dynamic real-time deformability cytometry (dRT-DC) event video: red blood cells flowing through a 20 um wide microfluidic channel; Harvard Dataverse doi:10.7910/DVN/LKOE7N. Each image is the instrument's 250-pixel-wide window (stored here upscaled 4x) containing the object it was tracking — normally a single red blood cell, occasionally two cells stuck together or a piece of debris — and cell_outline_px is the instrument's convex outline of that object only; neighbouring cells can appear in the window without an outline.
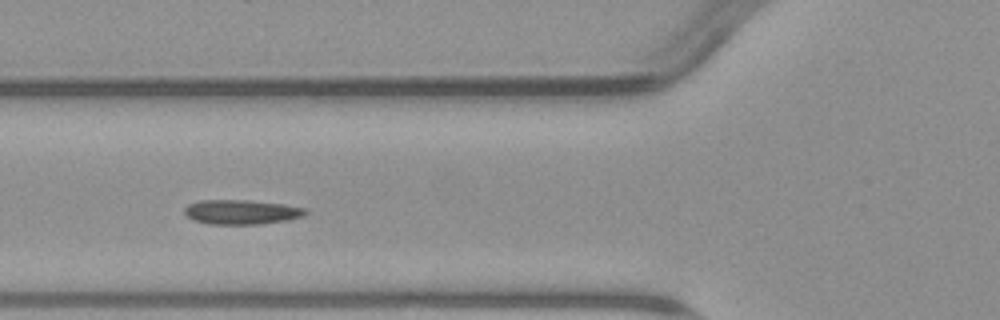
{"species": "common noctule bat (a hibernating species)", "species_latin": "Nyctalus noctula", "temperature_condition": "warm", "stored_images_in_passage": 5, "camera_frame_rate_fps": 3000, "um_per_image_px": 0.085, "animal": {"sex": "male", "body_mass_g": 23.1, "forearm_length_mm": 52.7}, "frame": {"image": 1, "passage_image": 4, "time_ms": 3.333, "image_size_px": [1000, 320], "cell_outline_px": [[308, 212], [304, 216], [284, 220], [260, 224], [208, 224], [192, 220], [184, 212], [184, 208], [188, 204], [200, 200], [248, 200], [284, 204], [304, 208]], "centroid_in_image_um": [20.49, 18.02], "position_along_channel_um": 105.3, "area_um2": 17.28}}
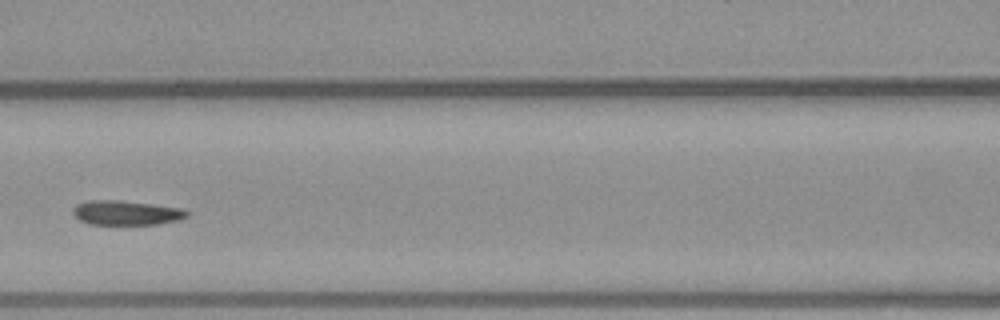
{"frame": {"image": 2, "passage_image": 5, "time_ms": 4.667, "image_size_px": [1000, 320], "cell_outline_px": [[188, 216], [176, 220], [160, 224], [88, 224], [80, 220], [72, 212], [72, 208], [76, 204], [88, 200], [120, 200], [152, 204], [180, 208], [188, 212]], "centroid_in_image_um": [10.68, 18.08], "position_along_channel_um": 155.9, "area_um2": 16.18}}